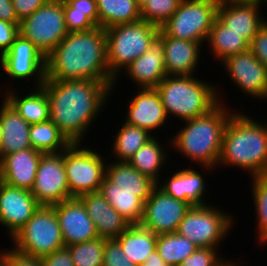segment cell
Here are the masks:
<instances>
[{
  "mask_svg": "<svg viewBox=\"0 0 267 266\" xmlns=\"http://www.w3.org/2000/svg\"><path fill=\"white\" fill-rule=\"evenodd\" d=\"M114 87L115 81L95 80H45L42 85L49 101L50 120L72 144L83 143Z\"/></svg>",
  "mask_w": 267,
  "mask_h": 266,
  "instance_id": "1",
  "label": "cell"
},
{
  "mask_svg": "<svg viewBox=\"0 0 267 266\" xmlns=\"http://www.w3.org/2000/svg\"><path fill=\"white\" fill-rule=\"evenodd\" d=\"M45 80L115 81L108 70L105 29L68 33L45 59Z\"/></svg>",
  "mask_w": 267,
  "mask_h": 266,
  "instance_id": "2",
  "label": "cell"
},
{
  "mask_svg": "<svg viewBox=\"0 0 267 266\" xmlns=\"http://www.w3.org/2000/svg\"><path fill=\"white\" fill-rule=\"evenodd\" d=\"M256 121L238 110L230 116L217 167H239L252 177L267 175V122Z\"/></svg>",
  "mask_w": 267,
  "mask_h": 266,
  "instance_id": "3",
  "label": "cell"
},
{
  "mask_svg": "<svg viewBox=\"0 0 267 266\" xmlns=\"http://www.w3.org/2000/svg\"><path fill=\"white\" fill-rule=\"evenodd\" d=\"M235 111L234 108L228 109L221 100L207 113L183 121L185 126L173 136L170 148L206 170H214L218 164L225 127Z\"/></svg>",
  "mask_w": 267,
  "mask_h": 266,
  "instance_id": "4",
  "label": "cell"
},
{
  "mask_svg": "<svg viewBox=\"0 0 267 266\" xmlns=\"http://www.w3.org/2000/svg\"><path fill=\"white\" fill-rule=\"evenodd\" d=\"M192 76L167 75L157 86L165 112L170 118L194 119L211 110L221 99L217 86ZM215 86V87H214Z\"/></svg>",
  "mask_w": 267,
  "mask_h": 266,
  "instance_id": "5",
  "label": "cell"
},
{
  "mask_svg": "<svg viewBox=\"0 0 267 266\" xmlns=\"http://www.w3.org/2000/svg\"><path fill=\"white\" fill-rule=\"evenodd\" d=\"M159 32V27L142 20L105 29L108 70L115 83L120 72L155 42Z\"/></svg>",
  "mask_w": 267,
  "mask_h": 266,
  "instance_id": "6",
  "label": "cell"
},
{
  "mask_svg": "<svg viewBox=\"0 0 267 266\" xmlns=\"http://www.w3.org/2000/svg\"><path fill=\"white\" fill-rule=\"evenodd\" d=\"M10 239L18 252L39 258L65 247L53 206L41 205Z\"/></svg>",
  "mask_w": 267,
  "mask_h": 266,
  "instance_id": "7",
  "label": "cell"
},
{
  "mask_svg": "<svg viewBox=\"0 0 267 266\" xmlns=\"http://www.w3.org/2000/svg\"><path fill=\"white\" fill-rule=\"evenodd\" d=\"M217 208L210 204L192 206L180 222L176 233L198 248H218L228 233H231L234 223L231 214Z\"/></svg>",
  "mask_w": 267,
  "mask_h": 266,
  "instance_id": "8",
  "label": "cell"
},
{
  "mask_svg": "<svg viewBox=\"0 0 267 266\" xmlns=\"http://www.w3.org/2000/svg\"><path fill=\"white\" fill-rule=\"evenodd\" d=\"M82 146V143H73L63 150V165L73 198L97 192L105 177L107 158L94 149Z\"/></svg>",
  "mask_w": 267,
  "mask_h": 266,
  "instance_id": "9",
  "label": "cell"
},
{
  "mask_svg": "<svg viewBox=\"0 0 267 266\" xmlns=\"http://www.w3.org/2000/svg\"><path fill=\"white\" fill-rule=\"evenodd\" d=\"M218 3L219 0H182L160 29L170 37L203 44L217 17Z\"/></svg>",
  "mask_w": 267,
  "mask_h": 266,
  "instance_id": "10",
  "label": "cell"
},
{
  "mask_svg": "<svg viewBox=\"0 0 267 266\" xmlns=\"http://www.w3.org/2000/svg\"><path fill=\"white\" fill-rule=\"evenodd\" d=\"M68 33L64 0H49L19 23V35L31 41L45 57Z\"/></svg>",
  "mask_w": 267,
  "mask_h": 266,
  "instance_id": "11",
  "label": "cell"
},
{
  "mask_svg": "<svg viewBox=\"0 0 267 266\" xmlns=\"http://www.w3.org/2000/svg\"><path fill=\"white\" fill-rule=\"evenodd\" d=\"M31 193L40 205L45 206L73 198L63 165V151L42 154Z\"/></svg>",
  "mask_w": 267,
  "mask_h": 266,
  "instance_id": "12",
  "label": "cell"
},
{
  "mask_svg": "<svg viewBox=\"0 0 267 266\" xmlns=\"http://www.w3.org/2000/svg\"><path fill=\"white\" fill-rule=\"evenodd\" d=\"M46 57L28 39L18 35L10 50L1 57V69L12 80H35V88L45 82ZM34 77V78H32Z\"/></svg>",
  "mask_w": 267,
  "mask_h": 266,
  "instance_id": "13",
  "label": "cell"
},
{
  "mask_svg": "<svg viewBox=\"0 0 267 266\" xmlns=\"http://www.w3.org/2000/svg\"><path fill=\"white\" fill-rule=\"evenodd\" d=\"M191 206L166 194L156 186L144 203L140 225L154 234L175 233Z\"/></svg>",
  "mask_w": 267,
  "mask_h": 266,
  "instance_id": "14",
  "label": "cell"
},
{
  "mask_svg": "<svg viewBox=\"0 0 267 266\" xmlns=\"http://www.w3.org/2000/svg\"><path fill=\"white\" fill-rule=\"evenodd\" d=\"M222 64L237 88L251 98L267 99V70L250 50L227 57Z\"/></svg>",
  "mask_w": 267,
  "mask_h": 266,
  "instance_id": "15",
  "label": "cell"
},
{
  "mask_svg": "<svg viewBox=\"0 0 267 266\" xmlns=\"http://www.w3.org/2000/svg\"><path fill=\"white\" fill-rule=\"evenodd\" d=\"M40 206L31 191L0 181V225L5 226L11 238Z\"/></svg>",
  "mask_w": 267,
  "mask_h": 266,
  "instance_id": "16",
  "label": "cell"
},
{
  "mask_svg": "<svg viewBox=\"0 0 267 266\" xmlns=\"http://www.w3.org/2000/svg\"><path fill=\"white\" fill-rule=\"evenodd\" d=\"M61 228L64 245L69 246L98 238L94 221L79 198L52 205Z\"/></svg>",
  "mask_w": 267,
  "mask_h": 266,
  "instance_id": "17",
  "label": "cell"
},
{
  "mask_svg": "<svg viewBox=\"0 0 267 266\" xmlns=\"http://www.w3.org/2000/svg\"><path fill=\"white\" fill-rule=\"evenodd\" d=\"M129 100L124 122L145 129L150 134L166 125L164 123L169 118L155 88H138V92Z\"/></svg>",
  "mask_w": 267,
  "mask_h": 266,
  "instance_id": "18",
  "label": "cell"
},
{
  "mask_svg": "<svg viewBox=\"0 0 267 266\" xmlns=\"http://www.w3.org/2000/svg\"><path fill=\"white\" fill-rule=\"evenodd\" d=\"M158 39L164 48V63L169 76H192L200 60L202 43L177 39L166 35L161 29Z\"/></svg>",
  "mask_w": 267,
  "mask_h": 266,
  "instance_id": "19",
  "label": "cell"
},
{
  "mask_svg": "<svg viewBox=\"0 0 267 266\" xmlns=\"http://www.w3.org/2000/svg\"><path fill=\"white\" fill-rule=\"evenodd\" d=\"M261 5L262 3L259 2H219L217 18L227 28L242 35L250 43L259 28L266 22V19H264L262 13L259 11Z\"/></svg>",
  "mask_w": 267,
  "mask_h": 266,
  "instance_id": "20",
  "label": "cell"
},
{
  "mask_svg": "<svg viewBox=\"0 0 267 266\" xmlns=\"http://www.w3.org/2000/svg\"><path fill=\"white\" fill-rule=\"evenodd\" d=\"M42 152L28 148L0 160V180L12 187L32 190Z\"/></svg>",
  "mask_w": 267,
  "mask_h": 266,
  "instance_id": "21",
  "label": "cell"
},
{
  "mask_svg": "<svg viewBox=\"0 0 267 266\" xmlns=\"http://www.w3.org/2000/svg\"><path fill=\"white\" fill-rule=\"evenodd\" d=\"M79 199L85 205L89 217L94 221L100 238L116 239L130 226L129 222L109 204L99 191L84 194Z\"/></svg>",
  "mask_w": 267,
  "mask_h": 266,
  "instance_id": "22",
  "label": "cell"
},
{
  "mask_svg": "<svg viewBox=\"0 0 267 266\" xmlns=\"http://www.w3.org/2000/svg\"><path fill=\"white\" fill-rule=\"evenodd\" d=\"M124 72L136 83L137 88H156L167 76L162 42L157 38L143 55L124 69Z\"/></svg>",
  "mask_w": 267,
  "mask_h": 266,
  "instance_id": "23",
  "label": "cell"
},
{
  "mask_svg": "<svg viewBox=\"0 0 267 266\" xmlns=\"http://www.w3.org/2000/svg\"><path fill=\"white\" fill-rule=\"evenodd\" d=\"M161 183H157L161 190L177 200L187 202L191 207L208 205L204 197L206 192L205 179L202 174L197 170H192L191 167L179 170L168 176L164 182L162 180Z\"/></svg>",
  "mask_w": 267,
  "mask_h": 266,
  "instance_id": "24",
  "label": "cell"
},
{
  "mask_svg": "<svg viewBox=\"0 0 267 266\" xmlns=\"http://www.w3.org/2000/svg\"><path fill=\"white\" fill-rule=\"evenodd\" d=\"M0 108L2 142L0 160L13 152L32 148L29 139L30 124L3 98Z\"/></svg>",
  "mask_w": 267,
  "mask_h": 266,
  "instance_id": "25",
  "label": "cell"
},
{
  "mask_svg": "<svg viewBox=\"0 0 267 266\" xmlns=\"http://www.w3.org/2000/svg\"><path fill=\"white\" fill-rule=\"evenodd\" d=\"M105 177L123 190L134 193L144 203L152 194L157 182L136 170L128 162H107Z\"/></svg>",
  "mask_w": 267,
  "mask_h": 266,
  "instance_id": "26",
  "label": "cell"
},
{
  "mask_svg": "<svg viewBox=\"0 0 267 266\" xmlns=\"http://www.w3.org/2000/svg\"><path fill=\"white\" fill-rule=\"evenodd\" d=\"M34 89V90H33ZM26 96H17L14 90L4 94L3 98L29 124H36L50 119L49 101L42 87H33Z\"/></svg>",
  "mask_w": 267,
  "mask_h": 266,
  "instance_id": "27",
  "label": "cell"
},
{
  "mask_svg": "<svg viewBox=\"0 0 267 266\" xmlns=\"http://www.w3.org/2000/svg\"><path fill=\"white\" fill-rule=\"evenodd\" d=\"M98 191L130 225L141 223L144 202L134 193L123 190L106 177L103 178Z\"/></svg>",
  "mask_w": 267,
  "mask_h": 266,
  "instance_id": "28",
  "label": "cell"
},
{
  "mask_svg": "<svg viewBox=\"0 0 267 266\" xmlns=\"http://www.w3.org/2000/svg\"><path fill=\"white\" fill-rule=\"evenodd\" d=\"M115 240L124 254L140 266L156 250L157 235L140 224H132Z\"/></svg>",
  "mask_w": 267,
  "mask_h": 266,
  "instance_id": "29",
  "label": "cell"
},
{
  "mask_svg": "<svg viewBox=\"0 0 267 266\" xmlns=\"http://www.w3.org/2000/svg\"><path fill=\"white\" fill-rule=\"evenodd\" d=\"M207 46L214 59L223 62L227 57L249 50V42L242 35L231 31L217 17L214 19Z\"/></svg>",
  "mask_w": 267,
  "mask_h": 266,
  "instance_id": "30",
  "label": "cell"
},
{
  "mask_svg": "<svg viewBox=\"0 0 267 266\" xmlns=\"http://www.w3.org/2000/svg\"><path fill=\"white\" fill-rule=\"evenodd\" d=\"M99 27H110L135 23L141 20V8L136 0H96Z\"/></svg>",
  "mask_w": 267,
  "mask_h": 266,
  "instance_id": "31",
  "label": "cell"
},
{
  "mask_svg": "<svg viewBox=\"0 0 267 266\" xmlns=\"http://www.w3.org/2000/svg\"><path fill=\"white\" fill-rule=\"evenodd\" d=\"M166 156H168L167 150H164V146L160 141L158 142L157 137L153 136L132 156L128 163L158 183L161 181L159 173L167 161Z\"/></svg>",
  "mask_w": 267,
  "mask_h": 266,
  "instance_id": "32",
  "label": "cell"
},
{
  "mask_svg": "<svg viewBox=\"0 0 267 266\" xmlns=\"http://www.w3.org/2000/svg\"><path fill=\"white\" fill-rule=\"evenodd\" d=\"M64 17L69 33L99 26L96 0H64Z\"/></svg>",
  "mask_w": 267,
  "mask_h": 266,
  "instance_id": "33",
  "label": "cell"
},
{
  "mask_svg": "<svg viewBox=\"0 0 267 266\" xmlns=\"http://www.w3.org/2000/svg\"><path fill=\"white\" fill-rule=\"evenodd\" d=\"M29 139L32 148L43 154L62 152L72 144L50 119L30 124Z\"/></svg>",
  "mask_w": 267,
  "mask_h": 266,
  "instance_id": "34",
  "label": "cell"
},
{
  "mask_svg": "<svg viewBox=\"0 0 267 266\" xmlns=\"http://www.w3.org/2000/svg\"><path fill=\"white\" fill-rule=\"evenodd\" d=\"M114 136L111 154L116 157L117 162H128L132 156L150 140L154 134L137 126H132L126 122Z\"/></svg>",
  "mask_w": 267,
  "mask_h": 266,
  "instance_id": "35",
  "label": "cell"
},
{
  "mask_svg": "<svg viewBox=\"0 0 267 266\" xmlns=\"http://www.w3.org/2000/svg\"><path fill=\"white\" fill-rule=\"evenodd\" d=\"M197 248L193 242L176 232L157 235L156 250L168 266H179Z\"/></svg>",
  "mask_w": 267,
  "mask_h": 266,
  "instance_id": "36",
  "label": "cell"
},
{
  "mask_svg": "<svg viewBox=\"0 0 267 266\" xmlns=\"http://www.w3.org/2000/svg\"><path fill=\"white\" fill-rule=\"evenodd\" d=\"M259 243L267 242V176L251 177Z\"/></svg>",
  "mask_w": 267,
  "mask_h": 266,
  "instance_id": "37",
  "label": "cell"
},
{
  "mask_svg": "<svg viewBox=\"0 0 267 266\" xmlns=\"http://www.w3.org/2000/svg\"><path fill=\"white\" fill-rule=\"evenodd\" d=\"M106 239L100 237L66 246L74 266H103L104 245Z\"/></svg>",
  "mask_w": 267,
  "mask_h": 266,
  "instance_id": "38",
  "label": "cell"
},
{
  "mask_svg": "<svg viewBox=\"0 0 267 266\" xmlns=\"http://www.w3.org/2000/svg\"><path fill=\"white\" fill-rule=\"evenodd\" d=\"M182 0H148L141 7V20L161 27L178 9Z\"/></svg>",
  "mask_w": 267,
  "mask_h": 266,
  "instance_id": "39",
  "label": "cell"
},
{
  "mask_svg": "<svg viewBox=\"0 0 267 266\" xmlns=\"http://www.w3.org/2000/svg\"><path fill=\"white\" fill-rule=\"evenodd\" d=\"M217 248H197L179 266H224L229 260L217 254Z\"/></svg>",
  "mask_w": 267,
  "mask_h": 266,
  "instance_id": "40",
  "label": "cell"
},
{
  "mask_svg": "<svg viewBox=\"0 0 267 266\" xmlns=\"http://www.w3.org/2000/svg\"><path fill=\"white\" fill-rule=\"evenodd\" d=\"M103 266H137L128 258L120 244L115 240H106L104 245Z\"/></svg>",
  "mask_w": 267,
  "mask_h": 266,
  "instance_id": "41",
  "label": "cell"
},
{
  "mask_svg": "<svg viewBox=\"0 0 267 266\" xmlns=\"http://www.w3.org/2000/svg\"><path fill=\"white\" fill-rule=\"evenodd\" d=\"M0 251V266H42L41 258L18 252L14 248Z\"/></svg>",
  "mask_w": 267,
  "mask_h": 266,
  "instance_id": "42",
  "label": "cell"
},
{
  "mask_svg": "<svg viewBox=\"0 0 267 266\" xmlns=\"http://www.w3.org/2000/svg\"><path fill=\"white\" fill-rule=\"evenodd\" d=\"M249 50L267 70V20L249 43Z\"/></svg>",
  "mask_w": 267,
  "mask_h": 266,
  "instance_id": "43",
  "label": "cell"
},
{
  "mask_svg": "<svg viewBox=\"0 0 267 266\" xmlns=\"http://www.w3.org/2000/svg\"><path fill=\"white\" fill-rule=\"evenodd\" d=\"M19 35V24L0 20V63L1 57L10 50Z\"/></svg>",
  "mask_w": 267,
  "mask_h": 266,
  "instance_id": "44",
  "label": "cell"
},
{
  "mask_svg": "<svg viewBox=\"0 0 267 266\" xmlns=\"http://www.w3.org/2000/svg\"><path fill=\"white\" fill-rule=\"evenodd\" d=\"M42 266H74L72 255L67 247H63L41 258Z\"/></svg>",
  "mask_w": 267,
  "mask_h": 266,
  "instance_id": "45",
  "label": "cell"
},
{
  "mask_svg": "<svg viewBox=\"0 0 267 266\" xmlns=\"http://www.w3.org/2000/svg\"><path fill=\"white\" fill-rule=\"evenodd\" d=\"M48 1L49 0H12V3L18 20L22 21Z\"/></svg>",
  "mask_w": 267,
  "mask_h": 266,
  "instance_id": "46",
  "label": "cell"
},
{
  "mask_svg": "<svg viewBox=\"0 0 267 266\" xmlns=\"http://www.w3.org/2000/svg\"><path fill=\"white\" fill-rule=\"evenodd\" d=\"M0 20L19 24L12 0H0Z\"/></svg>",
  "mask_w": 267,
  "mask_h": 266,
  "instance_id": "47",
  "label": "cell"
},
{
  "mask_svg": "<svg viewBox=\"0 0 267 266\" xmlns=\"http://www.w3.org/2000/svg\"><path fill=\"white\" fill-rule=\"evenodd\" d=\"M140 266H168L160 257L157 250H154Z\"/></svg>",
  "mask_w": 267,
  "mask_h": 266,
  "instance_id": "48",
  "label": "cell"
},
{
  "mask_svg": "<svg viewBox=\"0 0 267 266\" xmlns=\"http://www.w3.org/2000/svg\"><path fill=\"white\" fill-rule=\"evenodd\" d=\"M219 2H226V3H243V2L263 3V2H266V4H267V0H219Z\"/></svg>",
  "mask_w": 267,
  "mask_h": 266,
  "instance_id": "49",
  "label": "cell"
},
{
  "mask_svg": "<svg viewBox=\"0 0 267 266\" xmlns=\"http://www.w3.org/2000/svg\"><path fill=\"white\" fill-rule=\"evenodd\" d=\"M240 264H238V262L235 260L232 262V260L230 259L224 266H239Z\"/></svg>",
  "mask_w": 267,
  "mask_h": 266,
  "instance_id": "50",
  "label": "cell"
},
{
  "mask_svg": "<svg viewBox=\"0 0 267 266\" xmlns=\"http://www.w3.org/2000/svg\"><path fill=\"white\" fill-rule=\"evenodd\" d=\"M148 0H136V3L141 8Z\"/></svg>",
  "mask_w": 267,
  "mask_h": 266,
  "instance_id": "51",
  "label": "cell"
},
{
  "mask_svg": "<svg viewBox=\"0 0 267 266\" xmlns=\"http://www.w3.org/2000/svg\"><path fill=\"white\" fill-rule=\"evenodd\" d=\"M1 142H2V129H1V125H0V145H1Z\"/></svg>",
  "mask_w": 267,
  "mask_h": 266,
  "instance_id": "52",
  "label": "cell"
}]
</instances>
